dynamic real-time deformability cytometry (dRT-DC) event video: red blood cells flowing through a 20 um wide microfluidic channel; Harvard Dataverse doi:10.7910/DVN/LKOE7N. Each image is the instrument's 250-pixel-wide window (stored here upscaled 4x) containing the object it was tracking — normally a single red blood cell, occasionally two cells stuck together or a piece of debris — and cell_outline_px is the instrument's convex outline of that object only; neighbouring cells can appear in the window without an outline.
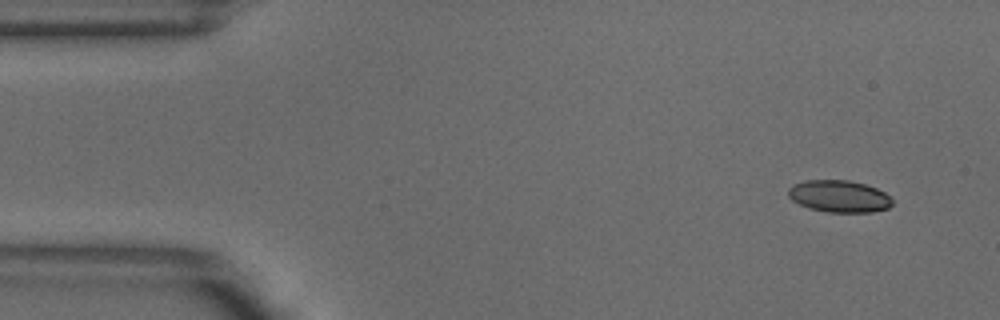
{"species": "common noctule bat (a hibernating species)", "species_latin": "Nyctalus noctula", "temperature_condition": "warm", "stored_images_in_passage": 5, "camera_frame_rate_fps": 3000, "um_per_image_px": 0.085, "animal": {"sex": "male", "body_mass_g": 18.8}, "frame": {"image": 1, "passage_image": 1, "time_ms": 0.0, "image_size_px": [1000, 320], "cell_outline_px": [[892, 204], [888, 208], [872, 212], [828, 212], [808, 208], [792, 200], [788, 196], [788, 188], [792, 184], [804, 180], [848, 180], [864, 184], [876, 188], [884, 192], [892, 200]], "centroid_in_image_um": [71.29, 16.68], "position_along_channel_um": 13.7, "area_um2": 19.42}}
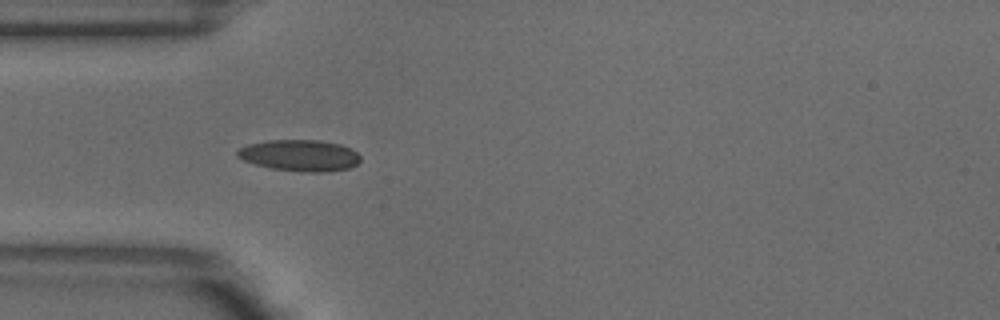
{"frame": {"image": 2, "passage_image": 4, "time_ms": 1.0, "image_size_px": [1000, 320], "cell_outline_px": [[360, 160], [356, 164], [348, 168], [328, 172], [300, 172], [272, 168], [256, 164], [244, 160], [236, 156], [236, 152], [240, 148], [248, 144], [268, 140], [320, 140], [340, 144], [356, 152], [360, 156]], "centroid_in_image_um": [25.47, 13.21], "position_along_channel_um": 59.5, "area_um2": 22.43}}